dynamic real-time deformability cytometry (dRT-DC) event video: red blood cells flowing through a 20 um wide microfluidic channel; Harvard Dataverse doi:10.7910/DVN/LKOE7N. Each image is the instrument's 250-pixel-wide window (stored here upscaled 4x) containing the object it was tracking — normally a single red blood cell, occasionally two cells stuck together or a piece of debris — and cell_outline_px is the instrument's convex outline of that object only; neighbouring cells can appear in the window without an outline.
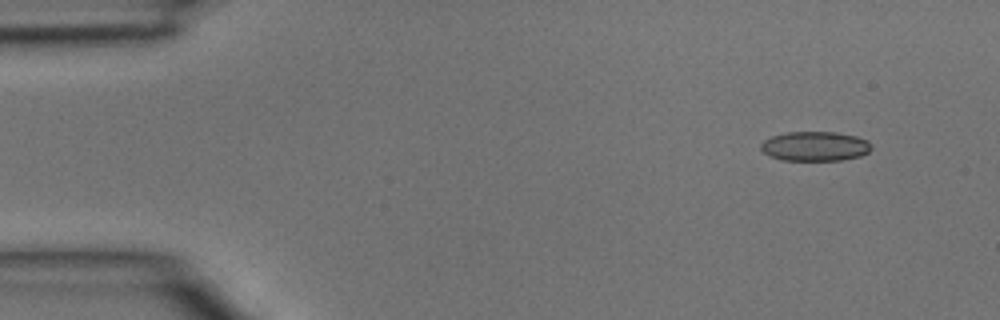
{"species": "common noctule bat (a hibernating species)", "species_latin": "Nyctalus noctula", "temperature_condition": "room temperature", "stored_images_in_passage": 3, "camera_frame_rate_fps": 3000, "um_per_image_px": 0.085, "animal": {"sex": "male", "body_mass_g": 15.6}, "frame": {"image": 1, "passage_image": 1, "time_ms": 0.0, "image_size_px": [1000, 320], "cell_outline_px": [[872, 148], [868, 152], [860, 156], [840, 160], [780, 160], [768, 156], [760, 148], [760, 144], [764, 140], [772, 136], [788, 132], [836, 132], [856, 136], [868, 140]], "centroid_in_image_um": [69.26, 12.43], "position_along_channel_um": 15.7, "area_um2": 19.07}}
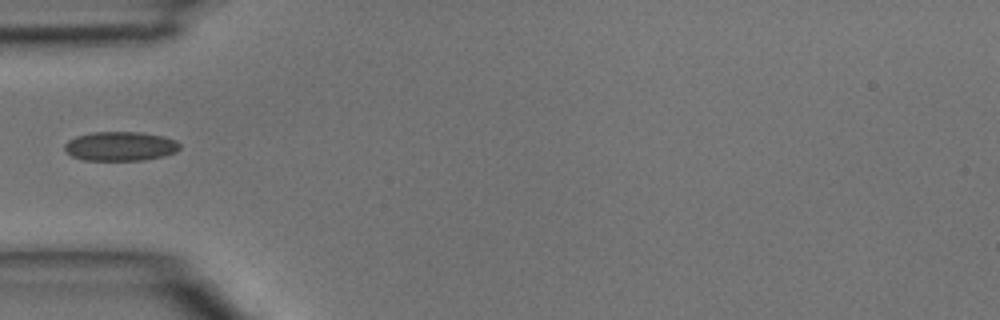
{"frame": {"image": 2, "passage_image": 3, "time_ms": 0.667, "image_size_px": [1000, 320], "cell_outline_px": [[180, 148], [176, 152], [164, 156], [144, 160], [84, 160], [72, 156], [64, 148], [64, 144], [68, 140], [76, 136], [92, 132], [140, 132], [164, 136], [176, 140], [180, 144]], "centroid_in_image_um": [10.25, 12.42], "position_along_channel_um": 74.8, "area_um2": 19.71}}